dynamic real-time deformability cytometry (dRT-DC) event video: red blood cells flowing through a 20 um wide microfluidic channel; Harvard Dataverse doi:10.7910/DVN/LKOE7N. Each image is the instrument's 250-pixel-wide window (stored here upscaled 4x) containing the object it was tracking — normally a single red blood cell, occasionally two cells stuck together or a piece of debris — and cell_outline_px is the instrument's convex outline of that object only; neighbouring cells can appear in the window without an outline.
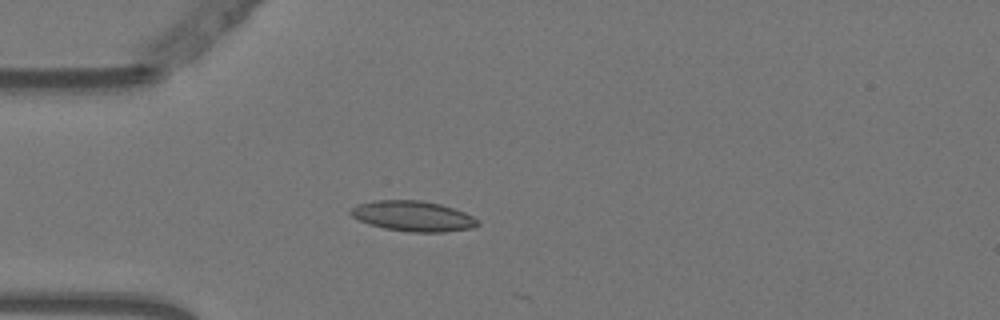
{"species": "Egyptian fruit bat (a non-hibernating species)", "species_latin": "Rousettus aegyptiacus", "temperature_condition": "warm", "stored_images_in_passage": 5, "camera_frame_rate_fps": 3000, "um_per_image_px": 0.085, "animal": {"sex": "female"}, "frame": {"image": 1, "passage_image": 1, "time_ms": 0.0, "image_size_px": [1000, 320], "cell_outline_px": [[480, 224], [472, 228], [444, 232], [412, 232], [384, 228], [368, 224], [352, 216], [348, 212], [356, 204], [372, 200], [420, 200], [440, 204], [464, 212], [480, 220]], "centroid_in_image_um": [35.1, 18.36], "position_along_channel_um": 49.9, "area_um2": 22.54}}